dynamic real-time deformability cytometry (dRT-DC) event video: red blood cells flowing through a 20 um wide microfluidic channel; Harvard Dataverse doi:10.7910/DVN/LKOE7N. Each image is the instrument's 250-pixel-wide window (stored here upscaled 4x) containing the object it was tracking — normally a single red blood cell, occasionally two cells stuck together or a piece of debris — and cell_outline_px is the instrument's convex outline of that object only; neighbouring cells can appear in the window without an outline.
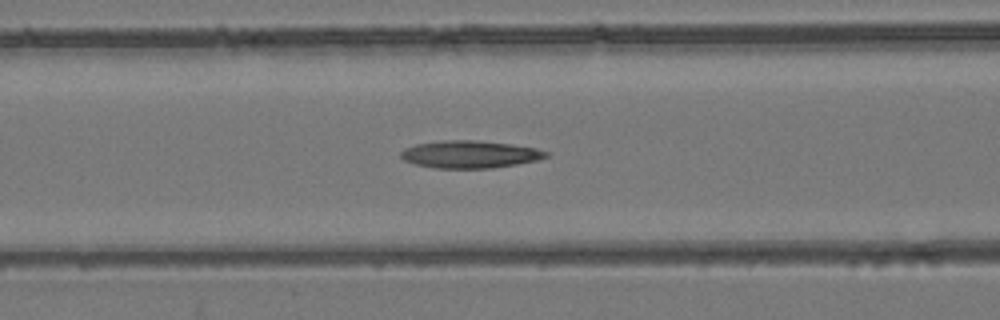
{"species": "common noctule bat (a hibernating species)", "species_latin": "Nyctalus noctula", "temperature_condition": "room temperature", "stored_images_in_passage": 54, "camera_frame_rate_fps": 3000, "um_per_image_px": 0.085, "animal": {"sex": "female", "body_mass_g": 24.6, "forearm_length_mm": 56.2}, "frame": {"image": 1, "passage_image": 23, "time_ms": 7.333, "image_size_px": [1000, 320], "cell_outline_px": [[548, 156], [536, 160], [516, 164], [492, 168], [432, 168], [416, 164], [404, 160], [400, 156], [400, 152], [404, 148], [416, 144], [444, 140], [476, 140], [512, 144], [536, 148], [548, 152]], "centroid_in_image_um": [39.91, 13.11], "position_along_channel_um": 126.7, "area_um2": 23.18}}
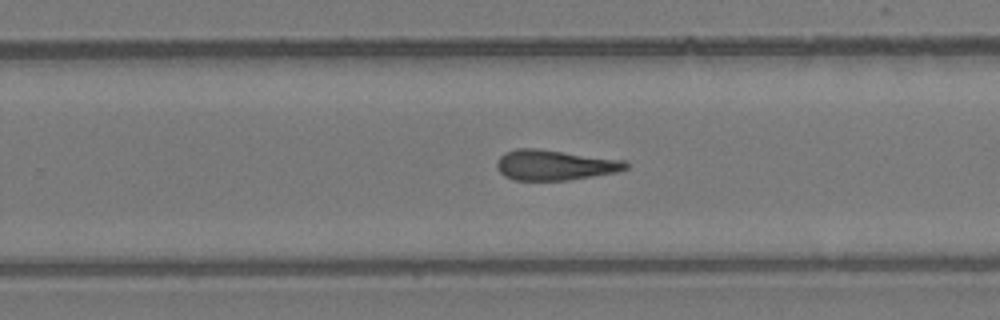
{"frame": {"image": 2, "passage_image": 35, "time_ms": 11.333, "image_size_px": [1000, 320], "cell_outline_px": [[628, 168], [616, 172], [568, 180], [512, 180], [504, 176], [496, 168], [496, 160], [504, 152], [516, 148], [536, 148], [624, 160], [628, 164]], "centroid_in_image_um": [47.09, 14.02], "position_along_channel_um": 282.7, "area_um2": 22.83}}
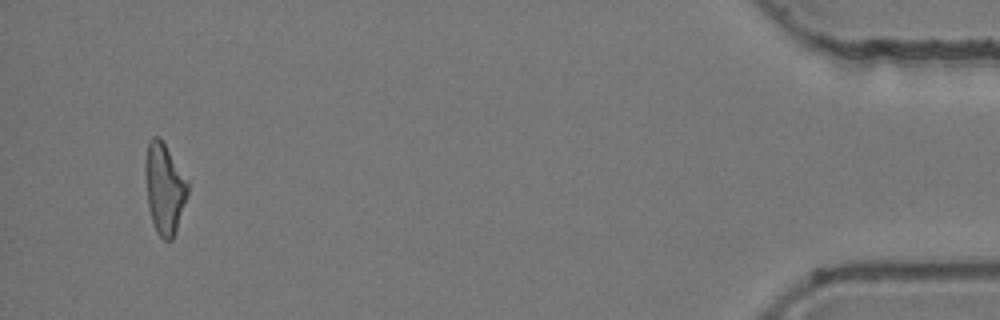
{"frame": {"image": 3, "passage_image": 52, "time_ms": 17.0, "image_size_px": [1000, 320], "cell_outline_px": [[188, 192], [176, 232], [172, 240], [164, 240], [156, 232], [148, 208], [144, 172], [144, 160], [148, 140], [152, 136], [160, 136], [188, 180]], "centroid_in_image_um": [13.95, 15.97], "position_along_channel_um": 421.2, "area_um2": 22.77}, "authors_computed_cell_mechanics": {"area_um2": 23.12, "velocity_mm_per_s": 3.9092, "shape_relaxation_time_tau1_ms": null, "shape_relaxation_time_tau2_ms": 9.3515, "deformation_change_tau1": null, "deformation_change_tau2": 0.2823}}